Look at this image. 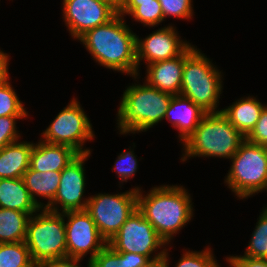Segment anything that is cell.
<instances>
[{"mask_svg": "<svg viewBox=\"0 0 267 267\" xmlns=\"http://www.w3.org/2000/svg\"><path fill=\"white\" fill-rule=\"evenodd\" d=\"M136 36L118 13L108 23L87 31L78 40L98 64L127 73L135 80L140 73L136 60Z\"/></svg>", "mask_w": 267, "mask_h": 267, "instance_id": "obj_1", "label": "cell"}, {"mask_svg": "<svg viewBox=\"0 0 267 267\" xmlns=\"http://www.w3.org/2000/svg\"><path fill=\"white\" fill-rule=\"evenodd\" d=\"M137 209L166 244L188 224L194 211L190 194L178 185L153 187L146 195L139 188Z\"/></svg>", "mask_w": 267, "mask_h": 267, "instance_id": "obj_2", "label": "cell"}, {"mask_svg": "<svg viewBox=\"0 0 267 267\" xmlns=\"http://www.w3.org/2000/svg\"><path fill=\"white\" fill-rule=\"evenodd\" d=\"M118 108L119 134L146 132L165 118L166 111L173 97L150 86L146 81L128 86L125 89Z\"/></svg>", "mask_w": 267, "mask_h": 267, "instance_id": "obj_3", "label": "cell"}, {"mask_svg": "<svg viewBox=\"0 0 267 267\" xmlns=\"http://www.w3.org/2000/svg\"><path fill=\"white\" fill-rule=\"evenodd\" d=\"M246 138L220 113H207L183 143L180 159L220 157L231 159Z\"/></svg>", "mask_w": 267, "mask_h": 267, "instance_id": "obj_4", "label": "cell"}, {"mask_svg": "<svg viewBox=\"0 0 267 267\" xmlns=\"http://www.w3.org/2000/svg\"><path fill=\"white\" fill-rule=\"evenodd\" d=\"M222 87L221 71L196 48L185 59L180 95L189 98L207 113H220L217 105Z\"/></svg>", "mask_w": 267, "mask_h": 267, "instance_id": "obj_5", "label": "cell"}, {"mask_svg": "<svg viewBox=\"0 0 267 267\" xmlns=\"http://www.w3.org/2000/svg\"><path fill=\"white\" fill-rule=\"evenodd\" d=\"M40 210L30 216L24 241L36 266L67 256L64 213Z\"/></svg>", "mask_w": 267, "mask_h": 267, "instance_id": "obj_6", "label": "cell"}, {"mask_svg": "<svg viewBox=\"0 0 267 267\" xmlns=\"http://www.w3.org/2000/svg\"><path fill=\"white\" fill-rule=\"evenodd\" d=\"M225 178L227 187L240 199L264 191L267 187V149L245 139L231 158Z\"/></svg>", "mask_w": 267, "mask_h": 267, "instance_id": "obj_7", "label": "cell"}, {"mask_svg": "<svg viewBox=\"0 0 267 267\" xmlns=\"http://www.w3.org/2000/svg\"><path fill=\"white\" fill-rule=\"evenodd\" d=\"M139 187L121 194L98 193L89 197L86 211L95 222L107 243L118 233L120 227L137 210Z\"/></svg>", "mask_w": 267, "mask_h": 267, "instance_id": "obj_8", "label": "cell"}, {"mask_svg": "<svg viewBox=\"0 0 267 267\" xmlns=\"http://www.w3.org/2000/svg\"><path fill=\"white\" fill-rule=\"evenodd\" d=\"M41 136L44 142L66 145L83 154L91 153L90 149H83V145L87 140H93L95 134L88 115L81 108L80 102L73 98Z\"/></svg>", "mask_w": 267, "mask_h": 267, "instance_id": "obj_9", "label": "cell"}, {"mask_svg": "<svg viewBox=\"0 0 267 267\" xmlns=\"http://www.w3.org/2000/svg\"><path fill=\"white\" fill-rule=\"evenodd\" d=\"M116 252H129L147 256L152 262L163 258L166 242L158 235L152 224L137 209L108 242ZM165 247L162 251L157 249ZM155 251L156 255L151 254ZM153 257V258H152Z\"/></svg>", "mask_w": 267, "mask_h": 267, "instance_id": "obj_10", "label": "cell"}, {"mask_svg": "<svg viewBox=\"0 0 267 267\" xmlns=\"http://www.w3.org/2000/svg\"><path fill=\"white\" fill-rule=\"evenodd\" d=\"M67 256L82 259L89 254L88 263L108 244L86 210L64 212Z\"/></svg>", "mask_w": 267, "mask_h": 267, "instance_id": "obj_11", "label": "cell"}, {"mask_svg": "<svg viewBox=\"0 0 267 267\" xmlns=\"http://www.w3.org/2000/svg\"><path fill=\"white\" fill-rule=\"evenodd\" d=\"M90 155L91 153L79 154L61 171L57 194L45 209L57 213L86 209L89 197L84 198L83 195L86 185L84 162Z\"/></svg>", "mask_w": 267, "mask_h": 267, "instance_id": "obj_12", "label": "cell"}, {"mask_svg": "<svg viewBox=\"0 0 267 267\" xmlns=\"http://www.w3.org/2000/svg\"><path fill=\"white\" fill-rule=\"evenodd\" d=\"M118 12L100 0H63V18L74 39L108 23Z\"/></svg>", "mask_w": 267, "mask_h": 267, "instance_id": "obj_13", "label": "cell"}, {"mask_svg": "<svg viewBox=\"0 0 267 267\" xmlns=\"http://www.w3.org/2000/svg\"><path fill=\"white\" fill-rule=\"evenodd\" d=\"M172 25L161 27L147 37L139 39L136 36V60L138 68L140 61L146 60L147 65L158 61L175 58L182 54L191 44L180 39Z\"/></svg>", "mask_w": 267, "mask_h": 267, "instance_id": "obj_14", "label": "cell"}, {"mask_svg": "<svg viewBox=\"0 0 267 267\" xmlns=\"http://www.w3.org/2000/svg\"><path fill=\"white\" fill-rule=\"evenodd\" d=\"M195 49V46L190 45L182 54L175 58L146 65V82L162 92L179 95L185 59Z\"/></svg>", "mask_w": 267, "mask_h": 267, "instance_id": "obj_15", "label": "cell"}, {"mask_svg": "<svg viewBox=\"0 0 267 267\" xmlns=\"http://www.w3.org/2000/svg\"><path fill=\"white\" fill-rule=\"evenodd\" d=\"M79 153L66 145L39 140L33 144L29 168L39 172L62 171Z\"/></svg>", "mask_w": 267, "mask_h": 267, "instance_id": "obj_16", "label": "cell"}, {"mask_svg": "<svg viewBox=\"0 0 267 267\" xmlns=\"http://www.w3.org/2000/svg\"><path fill=\"white\" fill-rule=\"evenodd\" d=\"M206 114L207 112L199 105L179 94L173 95L164 119L178 129L180 133L178 137L181 143H184Z\"/></svg>", "mask_w": 267, "mask_h": 267, "instance_id": "obj_17", "label": "cell"}, {"mask_svg": "<svg viewBox=\"0 0 267 267\" xmlns=\"http://www.w3.org/2000/svg\"><path fill=\"white\" fill-rule=\"evenodd\" d=\"M34 143L16 141L0 149V179L23 178Z\"/></svg>", "mask_w": 267, "mask_h": 267, "instance_id": "obj_18", "label": "cell"}, {"mask_svg": "<svg viewBox=\"0 0 267 267\" xmlns=\"http://www.w3.org/2000/svg\"><path fill=\"white\" fill-rule=\"evenodd\" d=\"M264 106L256 97L248 96L237 100L221 112L246 138L254 129Z\"/></svg>", "mask_w": 267, "mask_h": 267, "instance_id": "obj_19", "label": "cell"}, {"mask_svg": "<svg viewBox=\"0 0 267 267\" xmlns=\"http://www.w3.org/2000/svg\"><path fill=\"white\" fill-rule=\"evenodd\" d=\"M0 208L36 213L40 207L31 198L23 178L0 179Z\"/></svg>", "mask_w": 267, "mask_h": 267, "instance_id": "obj_20", "label": "cell"}, {"mask_svg": "<svg viewBox=\"0 0 267 267\" xmlns=\"http://www.w3.org/2000/svg\"><path fill=\"white\" fill-rule=\"evenodd\" d=\"M23 180L33 201L40 208H45L54 200L57 194L61 180V171H48L43 173L28 168L23 175ZM36 196L48 199L47 204L39 202Z\"/></svg>", "mask_w": 267, "mask_h": 267, "instance_id": "obj_21", "label": "cell"}, {"mask_svg": "<svg viewBox=\"0 0 267 267\" xmlns=\"http://www.w3.org/2000/svg\"><path fill=\"white\" fill-rule=\"evenodd\" d=\"M32 214L0 208V244L25 241L27 223Z\"/></svg>", "mask_w": 267, "mask_h": 267, "instance_id": "obj_22", "label": "cell"}, {"mask_svg": "<svg viewBox=\"0 0 267 267\" xmlns=\"http://www.w3.org/2000/svg\"><path fill=\"white\" fill-rule=\"evenodd\" d=\"M152 261L144 255L116 252L106 245L90 262V267H147Z\"/></svg>", "mask_w": 267, "mask_h": 267, "instance_id": "obj_23", "label": "cell"}, {"mask_svg": "<svg viewBox=\"0 0 267 267\" xmlns=\"http://www.w3.org/2000/svg\"><path fill=\"white\" fill-rule=\"evenodd\" d=\"M0 267H37L24 241L0 244Z\"/></svg>", "mask_w": 267, "mask_h": 267, "instance_id": "obj_24", "label": "cell"}, {"mask_svg": "<svg viewBox=\"0 0 267 267\" xmlns=\"http://www.w3.org/2000/svg\"><path fill=\"white\" fill-rule=\"evenodd\" d=\"M267 255V212L260 213L255 230L243 256L264 258Z\"/></svg>", "mask_w": 267, "mask_h": 267, "instance_id": "obj_25", "label": "cell"}, {"mask_svg": "<svg viewBox=\"0 0 267 267\" xmlns=\"http://www.w3.org/2000/svg\"><path fill=\"white\" fill-rule=\"evenodd\" d=\"M19 99L9 80L0 85V117L28 115V111L26 112Z\"/></svg>", "mask_w": 267, "mask_h": 267, "instance_id": "obj_26", "label": "cell"}, {"mask_svg": "<svg viewBox=\"0 0 267 267\" xmlns=\"http://www.w3.org/2000/svg\"><path fill=\"white\" fill-rule=\"evenodd\" d=\"M135 21L144 26L154 27L164 21L161 4L158 0L154 2L141 3L130 14Z\"/></svg>", "mask_w": 267, "mask_h": 267, "instance_id": "obj_27", "label": "cell"}, {"mask_svg": "<svg viewBox=\"0 0 267 267\" xmlns=\"http://www.w3.org/2000/svg\"><path fill=\"white\" fill-rule=\"evenodd\" d=\"M182 255L175 267H212L217 262L209 246L200 252L189 250Z\"/></svg>", "mask_w": 267, "mask_h": 267, "instance_id": "obj_28", "label": "cell"}, {"mask_svg": "<svg viewBox=\"0 0 267 267\" xmlns=\"http://www.w3.org/2000/svg\"><path fill=\"white\" fill-rule=\"evenodd\" d=\"M161 4L163 18L175 17L191 19L193 14L192 0H158Z\"/></svg>", "mask_w": 267, "mask_h": 267, "instance_id": "obj_29", "label": "cell"}, {"mask_svg": "<svg viewBox=\"0 0 267 267\" xmlns=\"http://www.w3.org/2000/svg\"><path fill=\"white\" fill-rule=\"evenodd\" d=\"M136 157L134 151H131V149L127 151L124 150L118 155L113 170H116L118 178H120L122 183L127 182V180L132 177L134 178L133 175L136 174L138 169V161Z\"/></svg>", "mask_w": 267, "mask_h": 267, "instance_id": "obj_30", "label": "cell"}, {"mask_svg": "<svg viewBox=\"0 0 267 267\" xmlns=\"http://www.w3.org/2000/svg\"><path fill=\"white\" fill-rule=\"evenodd\" d=\"M28 115H11L0 117V149L18 141L20 136L16 127V119H24Z\"/></svg>", "mask_w": 267, "mask_h": 267, "instance_id": "obj_31", "label": "cell"}, {"mask_svg": "<svg viewBox=\"0 0 267 267\" xmlns=\"http://www.w3.org/2000/svg\"><path fill=\"white\" fill-rule=\"evenodd\" d=\"M246 139L251 143L267 146V105L264 106L254 129Z\"/></svg>", "mask_w": 267, "mask_h": 267, "instance_id": "obj_32", "label": "cell"}, {"mask_svg": "<svg viewBox=\"0 0 267 267\" xmlns=\"http://www.w3.org/2000/svg\"><path fill=\"white\" fill-rule=\"evenodd\" d=\"M226 260L230 267H267L265 258L230 255Z\"/></svg>", "mask_w": 267, "mask_h": 267, "instance_id": "obj_33", "label": "cell"}, {"mask_svg": "<svg viewBox=\"0 0 267 267\" xmlns=\"http://www.w3.org/2000/svg\"><path fill=\"white\" fill-rule=\"evenodd\" d=\"M81 260L82 259L66 256L62 258L44 261L40 263L37 267H81V265H78ZM87 267H90L89 263L87 264Z\"/></svg>", "mask_w": 267, "mask_h": 267, "instance_id": "obj_34", "label": "cell"}, {"mask_svg": "<svg viewBox=\"0 0 267 267\" xmlns=\"http://www.w3.org/2000/svg\"><path fill=\"white\" fill-rule=\"evenodd\" d=\"M9 55L0 50V85L10 79L8 74Z\"/></svg>", "mask_w": 267, "mask_h": 267, "instance_id": "obj_35", "label": "cell"}, {"mask_svg": "<svg viewBox=\"0 0 267 267\" xmlns=\"http://www.w3.org/2000/svg\"><path fill=\"white\" fill-rule=\"evenodd\" d=\"M154 2V0H124L122 8L119 11V14L122 16L129 15L137 6L141 3Z\"/></svg>", "mask_w": 267, "mask_h": 267, "instance_id": "obj_36", "label": "cell"}, {"mask_svg": "<svg viewBox=\"0 0 267 267\" xmlns=\"http://www.w3.org/2000/svg\"><path fill=\"white\" fill-rule=\"evenodd\" d=\"M168 254L169 253L167 252V249H166L165 254L162 259L155 261V262H151L147 267H169Z\"/></svg>", "mask_w": 267, "mask_h": 267, "instance_id": "obj_37", "label": "cell"}, {"mask_svg": "<svg viewBox=\"0 0 267 267\" xmlns=\"http://www.w3.org/2000/svg\"><path fill=\"white\" fill-rule=\"evenodd\" d=\"M100 1L109 4L119 13L120 9L122 8L124 0H100Z\"/></svg>", "mask_w": 267, "mask_h": 267, "instance_id": "obj_38", "label": "cell"}, {"mask_svg": "<svg viewBox=\"0 0 267 267\" xmlns=\"http://www.w3.org/2000/svg\"><path fill=\"white\" fill-rule=\"evenodd\" d=\"M212 267H221L218 265V263L216 262Z\"/></svg>", "mask_w": 267, "mask_h": 267, "instance_id": "obj_39", "label": "cell"}, {"mask_svg": "<svg viewBox=\"0 0 267 267\" xmlns=\"http://www.w3.org/2000/svg\"><path fill=\"white\" fill-rule=\"evenodd\" d=\"M265 190L267 191V187H266ZM263 210L267 212V207L263 208Z\"/></svg>", "mask_w": 267, "mask_h": 267, "instance_id": "obj_40", "label": "cell"}]
</instances>
